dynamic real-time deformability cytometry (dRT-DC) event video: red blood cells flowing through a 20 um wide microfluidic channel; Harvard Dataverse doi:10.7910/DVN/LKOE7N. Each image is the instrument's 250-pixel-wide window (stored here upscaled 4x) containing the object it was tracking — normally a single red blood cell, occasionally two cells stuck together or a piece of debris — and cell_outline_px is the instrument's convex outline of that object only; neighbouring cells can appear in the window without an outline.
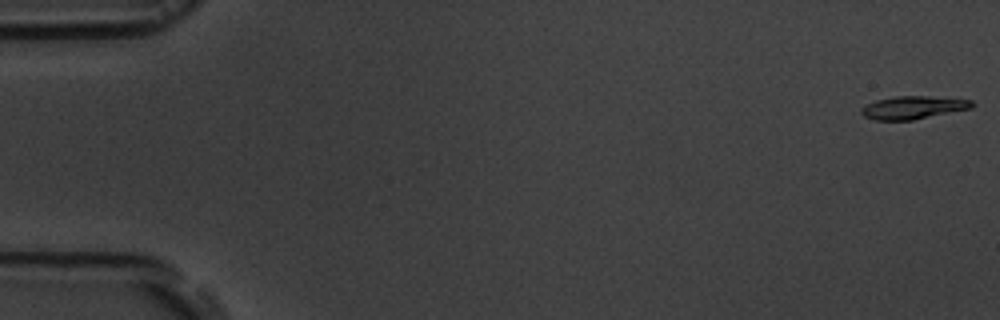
{"species": "common noctule bat (a hibernating species)", "species_latin": "Nyctalus noctula", "temperature_condition": "room temperature", "stored_images_in_passage": 8, "camera_frame_rate_fps": 3000, "um_per_image_px": 0.085, "animal": {"sex": "male", "body_mass_g": 19.5, "forearm_length_mm": 54.6}, "frame": {"image": 1, "passage_image": 1, "time_ms": 0.0, "image_size_px": [1000, 320], "cell_outline_px": [[976, 104], [972, 108], [912, 120], [876, 120], [864, 116], [860, 112], [860, 108], [876, 100], [896, 96], [928, 96], [972, 100]], "centroid_in_image_um": [77.63, 9.14], "position_along_channel_um": 7.4, "area_um2": 14.74}}
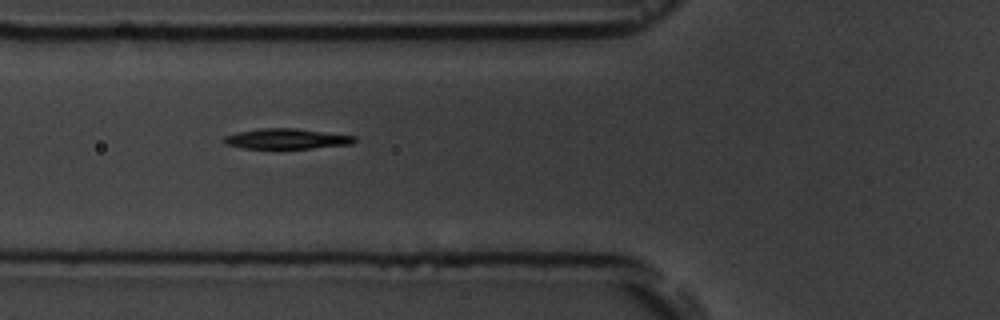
{"frame": {"image": 2, "passage_image": 7, "time_ms": 6.667, "image_size_px": [1000, 320], "cell_outline_px": [[356, 140], [352, 144], [312, 148], [244, 148], [224, 144], [220, 140], [224, 136], [240, 132], [260, 128], [296, 128], [356, 136]], "centroid_in_image_um": [24.34, 11.79], "position_along_channel_um": 101.5, "area_um2": 15.43}}
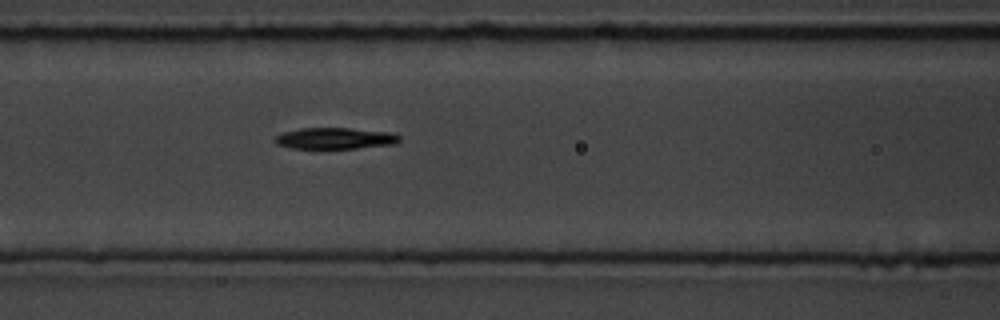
{"frame": {"image": 3, "passage_image": 8, "time_ms": 7.667, "image_size_px": [1000, 320], "cell_outline_px": [[400, 140], [396, 144], [356, 148], [288, 148], [276, 144], [272, 140], [276, 136], [284, 132], [300, 128], [348, 128], [392, 132], [400, 136]], "centroid_in_image_um": [28.47, 11.76], "position_along_channel_um": 138.1, "area_um2": 15.55}}